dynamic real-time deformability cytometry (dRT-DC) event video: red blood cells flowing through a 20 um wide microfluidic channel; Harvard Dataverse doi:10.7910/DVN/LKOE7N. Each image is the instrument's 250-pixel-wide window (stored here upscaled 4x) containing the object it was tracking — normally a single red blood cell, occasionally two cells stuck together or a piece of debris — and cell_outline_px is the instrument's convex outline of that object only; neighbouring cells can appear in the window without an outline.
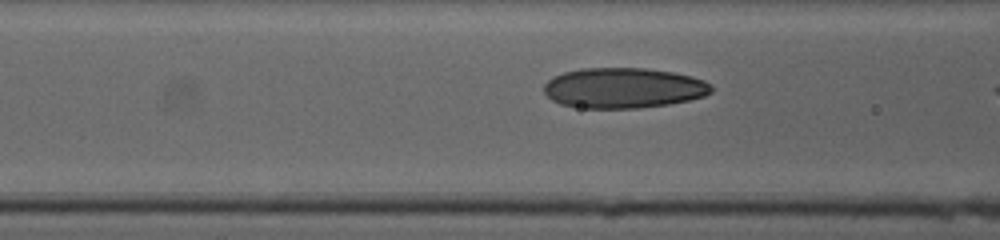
{"species": "human", "species_latin": "Homo sapiens", "temperature_condition": "cold", "stored_images_in_passage": 8, "camera_frame_rate_fps": 3000, "um_per_image_px": 0.085, "donor": {"sex": "female"}, "frame": {"image": 1, "passage_image": 6, "time_ms": 1.667, "image_size_px": [1000, 240], "cell_outline_px": [[712, 92], [704, 96], [688, 100], [668, 104], [636, 108], [580, 108], [560, 104], [552, 100], [544, 92], [544, 84], [552, 76], [564, 72], [584, 68], [644, 68], [672, 72], [692, 76], [704, 80], [712, 84]], "centroid_in_image_um": [52.99, 7.47], "position_along_channel_um": 113.6, "area_um2": 39.48}}